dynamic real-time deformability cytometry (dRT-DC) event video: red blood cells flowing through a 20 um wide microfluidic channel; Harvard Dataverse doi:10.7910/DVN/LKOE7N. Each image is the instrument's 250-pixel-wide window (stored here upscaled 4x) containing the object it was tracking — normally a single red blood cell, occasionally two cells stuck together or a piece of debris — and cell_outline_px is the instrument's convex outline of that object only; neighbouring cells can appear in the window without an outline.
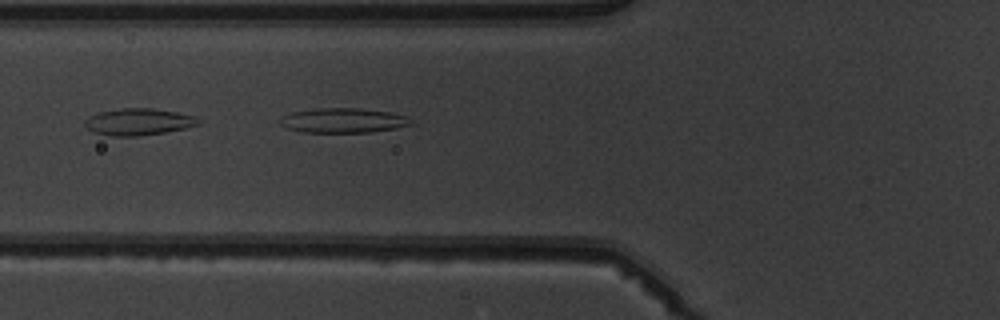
{"species": "common noctule bat (a hibernating species)", "species_latin": "Nyctalus noctula", "temperature_condition": "warm", "stored_images_in_passage": 6, "camera_frame_rate_fps": 3000, "um_per_image_px": 0.085, "animal": {"sex": "male", "body_mass_g": 19.5, "forearm_length_mm": 54.6}, "frame": {"image": 1, "passage_image": 6, "time_ms": 6.0, "image_size_px": [1000, 320], "cell_outline_px": [[416, 124], [396, 128], [372, 132], [300, 132], [288, 128], [280, 124], [280, 120], [284, 116], [292, 112], [316, 108], [360, 108], [392, 112], [408, 116]], "centroid_in_image_um": [29.25, 10.23], "position_along_channel_um": 96.5, "area_um2": 19.02}}